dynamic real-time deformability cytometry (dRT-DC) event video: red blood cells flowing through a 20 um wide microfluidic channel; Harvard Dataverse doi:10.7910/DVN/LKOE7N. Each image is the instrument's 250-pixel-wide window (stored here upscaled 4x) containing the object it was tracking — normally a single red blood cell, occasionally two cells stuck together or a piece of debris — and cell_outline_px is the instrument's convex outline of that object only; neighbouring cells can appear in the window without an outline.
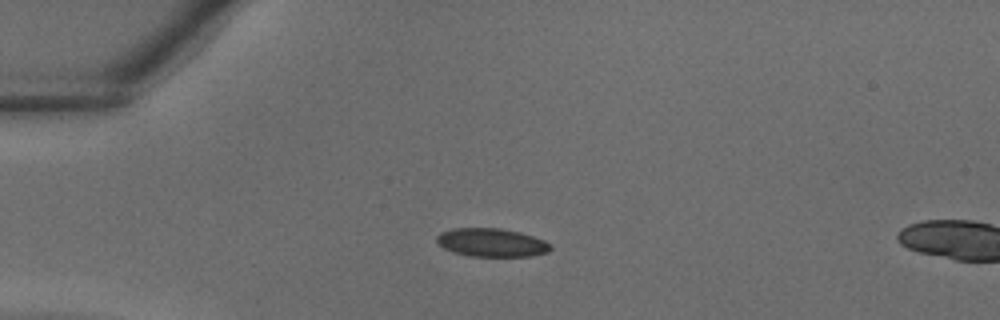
{"species": "common noctule bat (a hibernating species)", "species_latin": "Nyctalus noctula", "temperature_condition": "warm", "stored_images_in_passage": 4, "camera_frame_rate_fps": 3000, "um_per_image_px": 0.085, "animal": {"sex": "male", "body_mass_g": 18.8}, "frame": {"image": 1, "passage_image": 1, "time_ms": 0.0, "image_size_px": [1000, 320], "cell_outline_px": [[552, 248], [548, 252], [532, 256], [468, 256], [452, 252], [444, 248], [436, 240], [436, 236], [440, 232], [452, 228], [500, 228], [520, 232], [544, 240]], "centroid_in_image_um": [41.76, 20.61], "position_along_channel_um": 43.2, "area_um2": 18.84}}